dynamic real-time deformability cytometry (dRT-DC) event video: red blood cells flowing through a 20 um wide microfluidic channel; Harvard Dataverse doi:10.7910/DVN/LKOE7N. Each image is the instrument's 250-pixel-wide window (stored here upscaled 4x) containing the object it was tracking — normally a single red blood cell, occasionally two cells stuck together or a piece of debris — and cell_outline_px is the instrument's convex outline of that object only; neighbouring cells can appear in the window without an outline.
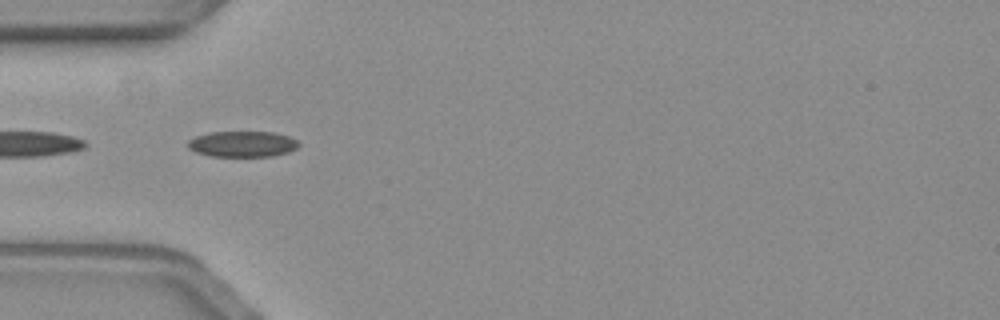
{"species": "common noctule bat (a hibernating species)", "species_latin": "Nyctalus noctula", "temperature_condition": "warm", "stored_images_in_passage": 5, "camera_frame_rate_fps": 3000, "um_per_image_px": 0.085, "animal": {"sex": "female", "body_mass_g": 19.3, "forearm_length_mm": 54.1}, "frame": {"image": 1, "passage_image": 2, "time_ms": 0.333, "image_size_px": [1000, 320], "cell_outline_px": [[300, 144], [296, 148], [288, 152], [272, 156], [212, 156], [196, 152], [188, 148], [188, 140], [196, 136], [208, 132], [272, 132], [288, 136], [296, 140]], "centroid_in_image_um": [20.59, 12.24], "position_along_channel_um": 64.4, "area_um2": 16.59}}